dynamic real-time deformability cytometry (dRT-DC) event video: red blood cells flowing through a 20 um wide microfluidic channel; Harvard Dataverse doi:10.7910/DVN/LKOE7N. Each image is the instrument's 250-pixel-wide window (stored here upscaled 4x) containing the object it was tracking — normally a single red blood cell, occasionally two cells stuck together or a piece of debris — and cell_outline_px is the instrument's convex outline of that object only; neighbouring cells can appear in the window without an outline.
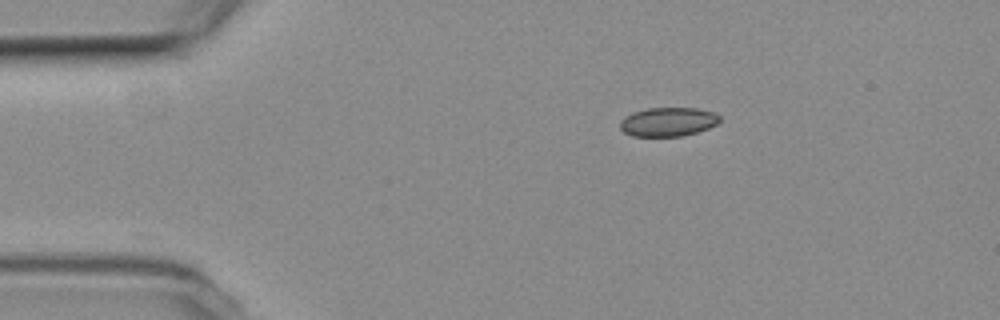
{"species": "common noctule bat (a hibernating species)", "species_latin": "Nyctalus noctula", "temperature_condition": "room temperature", "stored_images_in_passage": 45, "camera_frame_rate_fps": 3000, "um_per_image_px": 0.085, "animal": {"sex": "female", "body_mass_g": 19.3, "forearm_length_mm": 54.1}, "frame": {"image": 1, "passage_image": 1, "time_ms": 0.0, "image_size_px": [1000, 320], "cell_outline_px": [[720, 120], [716, 124], [708, 128], [696, 132], [680, 136], [632, 136], [624, 132], [620, 128], [620, 120], [624, 116], [632, 112], [648, 108], [696, 108], [716, 112], [720, 116]], "centroid_in_image_um": [56.77, 10.34], "position_along_channel_um": 28.2, "area_um2": 16.88}}
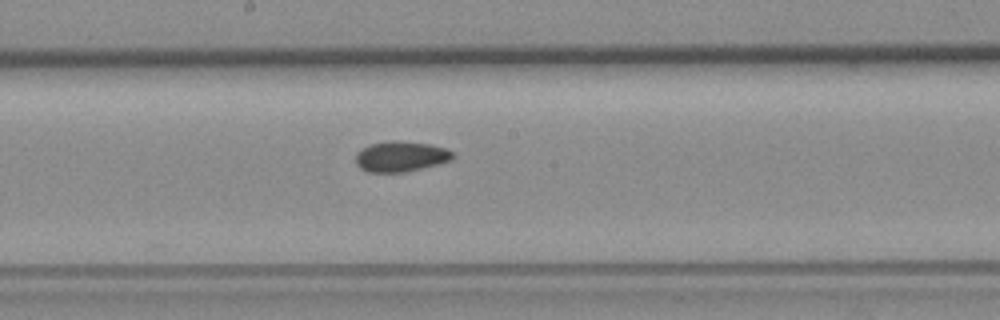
{"frame": {"image": 2, "passage_image": 20, "time_ms": 6.333, "image_size_px": [1000, 320], "cell_outline_px": [[456, 156], [452, 160], [404, 172], [368, 172], [360, 168], [356, 164], [356, 152], [368, 144], [392, 140], [396, 140], [428, 144], [448, 148]], "centroid_in_image_um": [34.05, 13.29], "position_along_channel_um": 214.1, "area_um2": 17.28}}
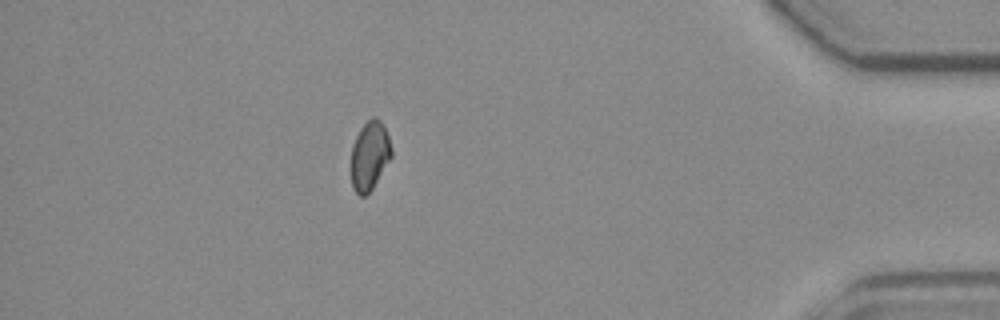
{"frame": {"image": 3, "passage_image": 39, "time_ms": 12.667, "image_size_px": [1000, 320], "cell_outline_px": [[392, 156], [372, 188], [364, 196], [360, 196], [352, 188], [352, 144], [360, 128], [372, 116], [376, 116], [380, 120], [388, 136], [392, 148]], "centroid_in_image_um": [31.42, 13.21], "position_along_channel_um": 403.8, "area_um2": 16.01}, "authors_computed_cell_mechanics": {"area_um2": 16.9354, "velocity_mm_per_s": 3.7937, "shape_relaxation_time_tau1_ms": null, "shape_relaxation_time_tau2_ms": 1.4782, "deformation_change_tau1": null, "deformation_change_tau2": 0.0603}}